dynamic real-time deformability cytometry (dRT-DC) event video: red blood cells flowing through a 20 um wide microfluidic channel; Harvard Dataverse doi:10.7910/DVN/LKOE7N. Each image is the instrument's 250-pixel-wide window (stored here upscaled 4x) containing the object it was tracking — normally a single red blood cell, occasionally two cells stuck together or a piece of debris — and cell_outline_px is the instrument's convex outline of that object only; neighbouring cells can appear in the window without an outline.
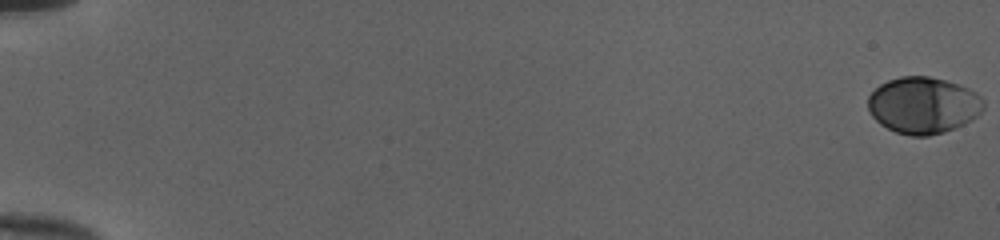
{"species": "human", "species_latin": "Homo sapiens", "temperature_condition": "cold", "stored_images_in_passage": 54, "camera_frame_rate_fps": 3000, "um_per_image_px": 0.085, "donor": {"sex": "female"}, "frame": {"image": 1, "passage_image": 1, "time_ms": 0.0, "image_size_px": [1000, 240], "cell_outline_px": [[984, 108], [972, 120], [956, 128], [944, 132], [928, 136], [912, 136], [896, 132], [880, 124], [872, 116], [868, 108], [868, 96], [880, 84], [888, 80], [900, 76], [928, 76], [960, 84], [976, 92], [984, 100]], "centroid_in_image_um": [78.48, 8.94], "position_along_channel_um": 6.5, "area_um2": 38.26}}
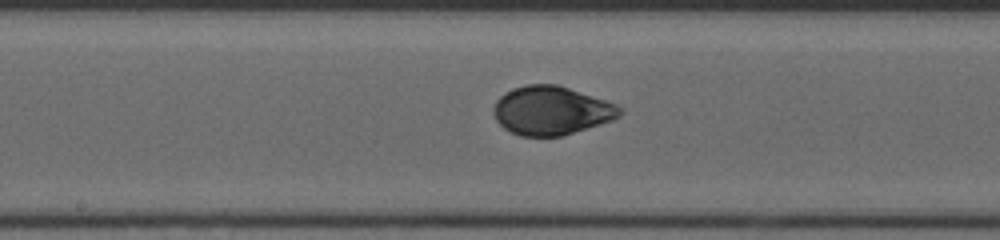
{"frame": {"image": 2, "passage_image": 31, "time_ms": 10.0, "image_size_px": [1000, 240], "cell_outline_px": [[624, 112], [620, 116], [612, 120], [560, 136], [520, 136], [504, 128], [496, 120], [492, 112], [492, 108], [496, 100], [504, 92], [512, 88], [528, 84], [556, 84], [616, 104], [624, 108]], "centroid_in_image_um": [46.83, 9.39], "position_along_channel_um": 201.4, "area_um2": 35.72}}
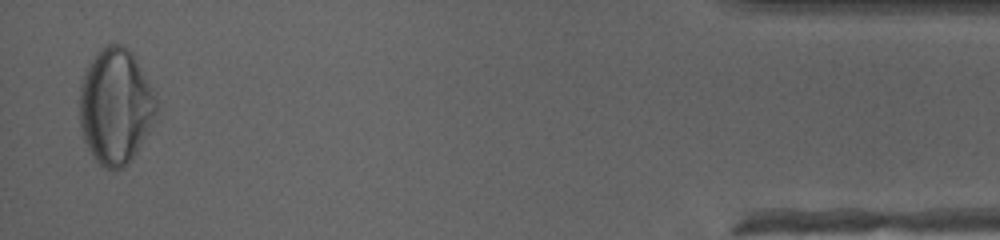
{"frame": {"image": 3, "passage_image": 53, "time_ms": 17.333, "image_size_px": [1000, 240], "cell_outline_px": [[156, 112], [148, 132], [132, 160], [128, 164], [116, 172], [104, 168], [92, 156], [84, 140], [80, 128], [80, 80], [88, 64], [96, 52], [104, 44], [120, 44], [128, 48], [132, 52], [156, 92]], "centroid_in_image_um": [9.81, 9.03], "position_along_channel_um": 425.4, "area_um2": 52.42}, "authors_computed_cell_mechanics": {"area_um2": 37.0498, "velocity_mm_per_s": 4.0015, "shape_relaxation_time_tau1_ms": 4.3173, "shape_relaxation_time_tau2_ms": 0.7258, "deformation_change_tau1": 0.1757, "deformation_change_tau2": 0.0358}}